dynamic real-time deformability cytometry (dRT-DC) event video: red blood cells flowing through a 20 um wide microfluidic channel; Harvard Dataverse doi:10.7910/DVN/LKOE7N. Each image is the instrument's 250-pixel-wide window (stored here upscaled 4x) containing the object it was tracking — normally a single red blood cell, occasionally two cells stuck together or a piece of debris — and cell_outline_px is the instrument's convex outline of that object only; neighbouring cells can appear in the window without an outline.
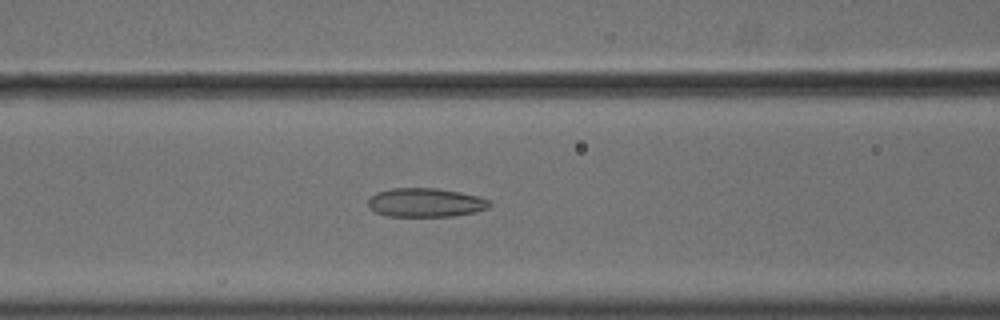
{"species": "common noctule bat (a hibernating species)", "species_latin": "Nyctalus noctula", "temperature_condition": "cold", "stored_images_in_passage": 57, "camera_frame_rate_fps": 3000, "um_per_image_px": 0.085, "animal": {"sex": "male", "body_mass_g": 18.8}, "frame": {"image": 1, "passage_image": 25, "time_ms": 8.0, "image_size_px": [1000, 320], "cell_outline_px": [[492, 204], [488, 208], [476, 212], [452, 216], [384, 216], [368, 208], [368, 200], [376, 192], [392, 188], [436, 188], [460, 192], [480, 196], [488, 200]], "centroid_in_image_um": [36.17, 17.22], "position_along_channel_um": 130.4, "area_um2": 20.58}}
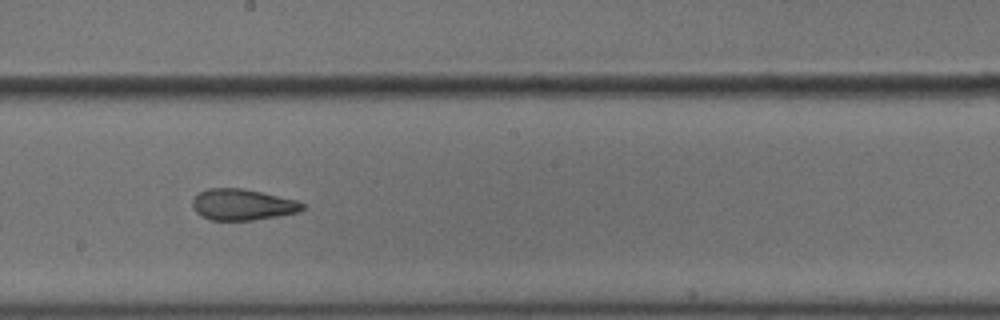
{"frame": {"image": 2, "passage_image": 33, "time_ms": 10.667, "image_size_px": [1000, 320], "cell_outline_px": [[304, 208], [300, 212], [252, 220], [212, 220], [196, 212], [192, 208], [192, 200], [200, 192], [208, 188], [244, 188], [296, 200], [304, 204]], "centroid_in_image_um": [20.61, 17.38], "position_along_channel_um": 227.6, "area_um2": 19.83}}
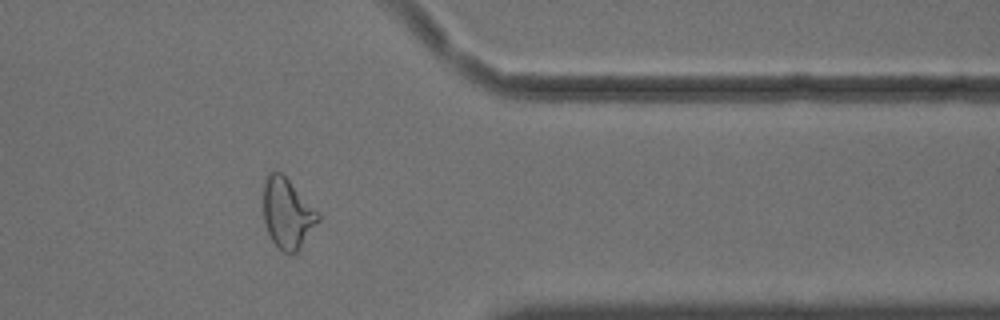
{"frame": {"image": 3, "passage_image": 47, "time_ms": 15.333, "image_size_px": [1000, 320], "cell_outline_px": [[320, 220], [300, 248], [296, 252], [288, 256], [272, 240], [268, 232], [264, 220], [264, 184], [268, 172], [280, 172], [320, 212]], "centroid_in_image_um": [24.45, 18.16], "position_along_channel_um": 386.9, "area_um2": 22.2}, "authors_computed_cell_mechanics": {"area_um2": 22.9466, "velocity_mm_per_s": 3.6438, "shape_relaxation_time_tau1_ms": 11.1969, "shape_relaxation_time_tau2_ms": 1.9282, "deformation_change_tau1": 0.1971, "deformation_change_tau2": 0.0975}}